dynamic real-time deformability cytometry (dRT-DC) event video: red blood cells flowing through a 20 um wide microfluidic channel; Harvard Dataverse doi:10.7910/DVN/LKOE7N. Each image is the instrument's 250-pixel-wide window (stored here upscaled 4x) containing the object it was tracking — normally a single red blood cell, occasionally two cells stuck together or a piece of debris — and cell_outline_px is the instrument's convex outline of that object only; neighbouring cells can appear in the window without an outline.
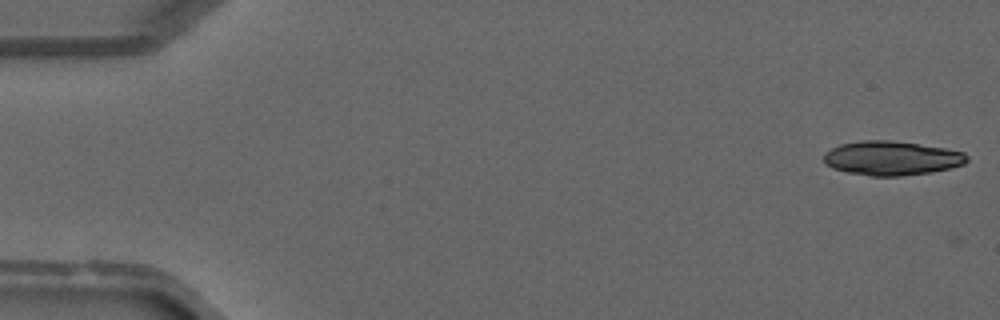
{"species": "common noctule bat (a hibernating species)", "species_latin": "Nyctalus noctula", "temperature_condition": "warm", "stored_images_in_passage": 3, "camera_frame_rate_fps": 3000, "um_per_image_px": 0.085, "animal": {"sex": "male", "forearm_length_mm": 52.5}, "frame": {"image": 1, "passage_image": 1, "time_ms": 0.0, "image_size_px": [1000, 320], "cell_outline_px": [[968, 160], [964, 164], [952, 168], [932, 172], [900, 176], [872, 176], [848, 172], [832, 168], [824, 160], [824, 152], [840, 144], [860, 140], [892, 140], [944, 148], [964, 152], [968, 156]], "centroid_in_image_um": [75.81, 13.44], "position_along_channel_um": 9.2, "area_um2": 28.55}}